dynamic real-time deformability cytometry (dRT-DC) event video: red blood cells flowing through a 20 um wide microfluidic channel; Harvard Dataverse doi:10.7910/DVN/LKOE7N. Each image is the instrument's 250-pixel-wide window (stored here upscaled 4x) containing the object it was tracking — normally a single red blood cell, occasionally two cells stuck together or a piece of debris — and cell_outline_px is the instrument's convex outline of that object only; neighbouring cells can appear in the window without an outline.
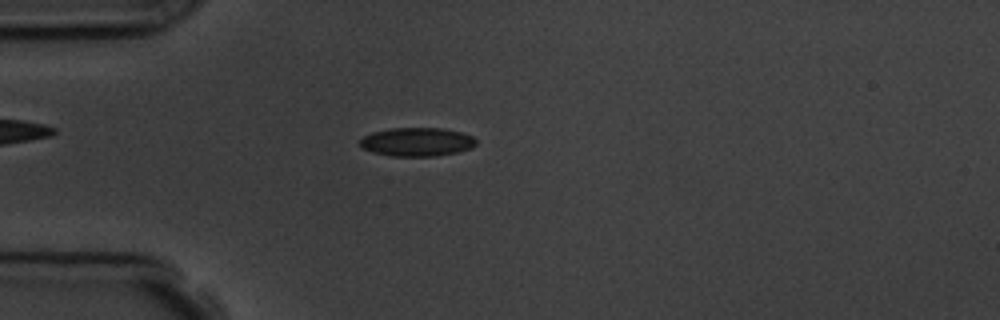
{"species": "common noctule bat (a hibernating species)", "species_latin": "Nyctalus noctula", "temperature_condition": "room temperature", "stored_images_in_passage": 4, "camera_frame_rate_fps": 3000, "um_per_image_px": 0.085, "animal": {"sex": "male", "body_mass_g": 19.5, "forearm_length_mm": 54.6}, "frame": {"image": 1, "passage_image": 4, "time_ms": 4.333, "image_size_px": [1000, 320], "cell_outline_px": [[476, 144], [472, 148], [456, 152], [436, 156], [392, 156], [372, 152], [360, 148], [360, 140], [364, 136], [372, 132], [392, 128], [440, 128], [460, 132], [472, 136], [476, 140]], "centroid_in_image_um": [35.42, 12.06], "position_along_channel_um": 49.6, "area_um2": 19.36}}